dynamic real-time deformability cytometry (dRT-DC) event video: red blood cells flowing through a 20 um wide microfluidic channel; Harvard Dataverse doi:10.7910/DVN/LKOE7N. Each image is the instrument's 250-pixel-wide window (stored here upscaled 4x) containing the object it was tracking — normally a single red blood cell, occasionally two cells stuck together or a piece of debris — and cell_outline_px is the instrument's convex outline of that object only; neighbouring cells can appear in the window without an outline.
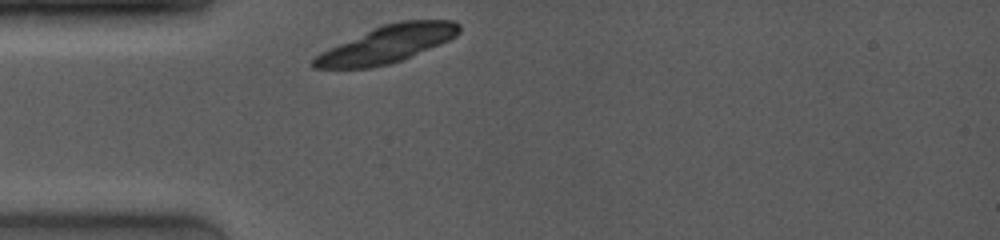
{"species": "common noctule bat (a hibernating species)", "species_latin": "Nyctalus noctula", "temperature_condition": "room temperature", "stored_images_in_passage": 4, "camera_frame_rate_fps": 4000, "um_per_image_px": 0.085, "animal": {"sex": "female", "body_mass_g": 19.0, "forearm_length_mm": 53.3}, "frame": {"image": 1, "passage_image": 1, "time_ms": 0.0, "image_size_px": [1000, 240], "cell_outline_px": [[460, 32], [456, 36], [440, 44], [392, 64], [368, 68], [312, 68], [312, 60], [320, 52], [328, 48], [372, 28], [384, 24], [400, 20], [452, 20], [460, 24]], "centroid_in_image_um": [32.9, 3.75], "position_along_channel_um": 52.1, "area_um2": 31.5}}